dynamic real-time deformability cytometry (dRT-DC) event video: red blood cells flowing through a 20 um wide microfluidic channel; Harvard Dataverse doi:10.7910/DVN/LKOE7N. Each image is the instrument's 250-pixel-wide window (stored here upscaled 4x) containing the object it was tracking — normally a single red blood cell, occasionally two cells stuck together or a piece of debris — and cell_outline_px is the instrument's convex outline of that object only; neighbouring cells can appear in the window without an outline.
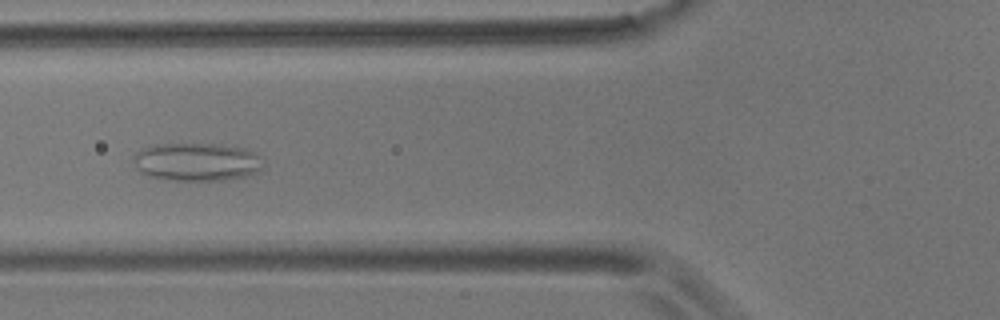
{"species": "common noctule bat (a hibernating species)", "species_latin": "Nyctalus noctula", "temperature_condition": "room temperature", "stored_images_in_passage": 8, "camera_frame_rate_fps": 3000, "um_per_image_px": 0.085, "animal": {"sex": "male", "body_mass_g": 17.9}, "frame": {"image": 1, "passage_image": 3, "time_ms": 3.333, "image_size_px": [1000, 320], "cell_outline_px": [[264, 168], [260, 172], [244, 176], [220, 180], [172, 180], [148, 176], [140, 172], [136, 168], [132, 156], [140, 148], [156, 144], [220, 144], [244, 148], [264, 156]], "centroid_in_image_um": [16.76, 13.75], "position_along_channel_um": 109.0, "area_um2": 29.3}}
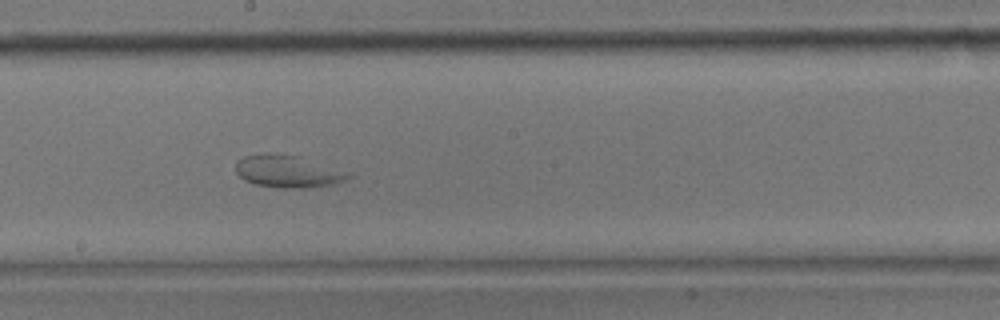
{"frame": {"image": 2, "passage_image": 6, "time_ms": 6.667, "image_size_px": [1000, 320], "cell_outline_px": [[352, 176], [344, 180], [332, 184], [312, 188], [276, 188], [256, 184], [244, 180], [236, 172], [236, 160], [244, 156], [264, 152], [276, 152], [300, 156], [352, 172]], "centroid_in_image_um": [24.48, 14.55], "position_along_channel_um": 223.7, "area_um2": 21.79}}
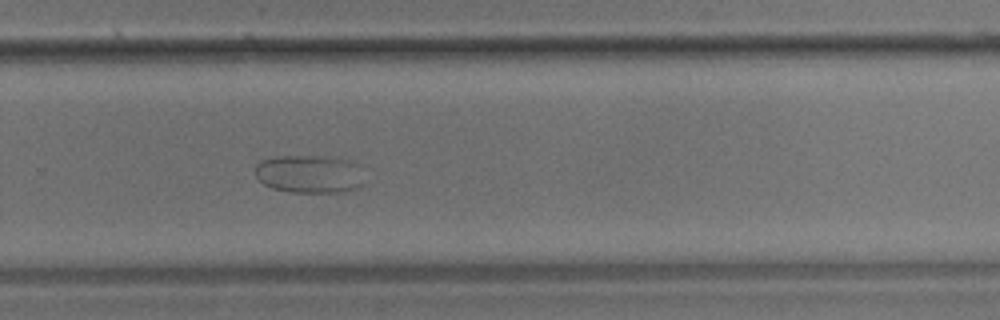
{"frame": {"image": 3, "passage_image": 8, "time_ms": 9.0, "image_size_px": [1000, 320], "cell_outline_px": [[364, 184], [356, 188], [336, 192], [288, 192], [272, 188], [264, 184], [256, 176], [256, 164], [260, 160], [276, 156], [336, 156], [352, 160], [356, 164]], "centroid_in_image_um": [26.28, 14.77], "position_along_channel_um": 303.5, "area_um2": 24.33}}